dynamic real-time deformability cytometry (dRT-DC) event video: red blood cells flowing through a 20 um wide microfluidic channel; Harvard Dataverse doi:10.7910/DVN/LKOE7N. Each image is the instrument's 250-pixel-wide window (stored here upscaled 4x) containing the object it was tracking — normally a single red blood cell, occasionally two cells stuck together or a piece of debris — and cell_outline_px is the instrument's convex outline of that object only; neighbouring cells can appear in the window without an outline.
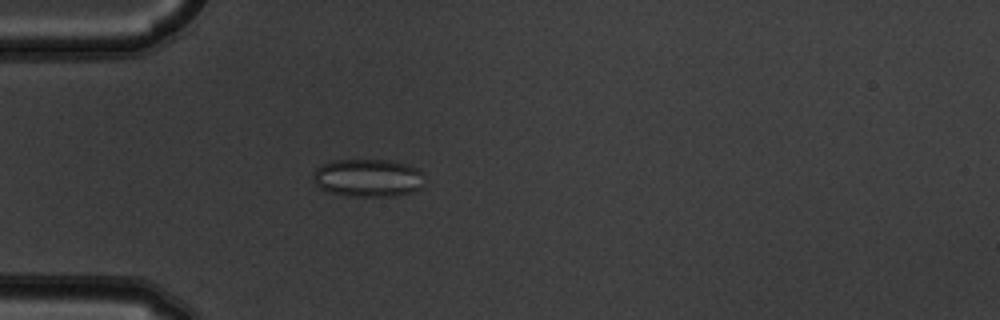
{"species": "common noctule bat (a hibernating species)", "species_latin": "Nyctalus noctula", "temperature_condition": "warm", "stored_images_in_passage": 3, "camera_frame_rate_fps": 3000, "um_per_image_px": 0.085, "animal": {"sex": "male", "body_mass_g": 19.5, "forearm_length_mm": 54.6}, "frame": {"image": 1, "passage_image": 3, "time_ms": 0.667, "image_size_px": [1000, 320], "cell_outline_px": [[420, 188], [412, 192], [396, 196], [348, 196], [328, 192], [320, 188], [316, 184], [312, 176], [312, 172], [320, 164], [336, 160], [388, 160], [408, 164], [416, 168], [420, 172]], "centroid_in_image_um": [31.2, 15.12], "position_along_channel_um": 53.8, "area_um2": 24.51}}